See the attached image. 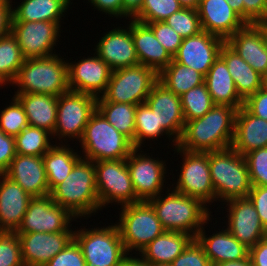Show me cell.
Instances as JSON below:
<instances>
[{"mask_svg":"<svg viewBox=\"0 0 267 266\" xmlns=\"http://www.w3.org/2000/svg\"><path fill=\"white\" fill-rule=\"evenodd\" d=\"M118 209L121 211L118 212L119 220L116 224L127 253L139 254L145 246L166 231L148 201L126 204Z\"/></svg>","mask_w":267,"mask_h":266,"instance_id":"7","label":"cell"},{"mask_svg":"<svg viewBox=\"0 0 267 266\" xmlns=\"http://www.w3.org/2000/svg\"><path fill=\"white\" fill-rule=\"evenodd\" d=\"M69 144H54L44 155L43 163L50 192L67 178L75 164L82 158L81 151Z\"/></svg>","mask_w":267,"mask_h":266,"instance_id":"34","label":"cell"},{"mask_svg":"<svg viewBox=\"0 0 267 266\" xmlns=\"http://www.w3.org/2000/svg\"><path fill=\"white\" fill-rule=\"evenodd\" d=\"M267 31V12L265 17L259 23Z\"/></svg>","mask_w":267,"mask_h":266,"instance_id":"61","label":"cell"},{"mask_svg":"<svg viewBox=\"0 0 267 266\" xmlns=\"http://www.w3.org/2000/svg\"><path fill=\"white\" fill-rule=\"evenodd\" d=\"M183 160L180 166V174L177 175V181L172 183L171 187L184 195L197 198L205 205L216 202V195L211 180L209 167V152H190L180 149L177 146L173 148ZM183 157V158H182Z\"/></svg>","mask_w":267,"mask_h":266,"instance_id":"11","label":"cell"},{"mask_svg":"<svg viewBox=\"0 0 267 266\" xmlns=\"http://www.w3.org/2000/svg\"><path fill=\"white\" fill-rule=\"evenodd\" d=\"M0 266H25L16 232L0 231Z\"/></svg>","mask_w":267,"mask_h":266,"instance_id":"44","label":"cell"},{"mask_svg":"<svg viewBox=\"0 0 267 266\" xmlns=\"http://www.w3.org/2000/svg\"><path fill=\"white\" fill-rule=\"evenodd\" d=\"M142 150V147L134 148L126 158V164L136 196L141 201H148L164 192V188L168 183L165 181L166 179L168 180L166 174L169 169H166L168 168L166 160L158 156L156 159L152 154L150 156L149 153H145Z\"/></svg>","mask_w":267,"mask_h":266,"instance_id":"13","label":"cell"},{"mask_svg":"<svg viewBox=\"0 0 267 266\" xmlns=\"http://www.w3.org/2000/svg\"><path fill=\"white\" fill-rule=\"evenodd\" d=\"M133 255V253H128L119 266H151V264L144 260L138 253Z\"/></svg>","mask_w":267,"mask_h":266,"instance_id":"57","label":"cell"},{"mask_svg":"<svg viewBox=\"0 0 267 266\" xmlns=\"http://www.w3.org/2000/svg\"><path fill=\"white\" fill-rule=\"evenodd\" d=\"M180 97L185 122L201 118L215 106L205 82Z\"/></svg>","mask_w":267,"mask_h":266,"instance_id":"40","label":"cell"},{"mask_svg":"<svg viewBox=\"0 0 267 266\" xmlns=\"http://www.w3.org/2000/svg\"><path fill=\"white\" fill-rule=\"evenodd\" d=\"M204 79L203 74L176 62L174 59L158 74V81L177 96L203 84Z\"/></svg>","mask_w":267,"mask_h":266,"instance_id":"35","label":"cell"},{"mask_svg":"<svg viewBox=\"0 0 267 266\" xmlns=\"http://www.w3.org/2000/svg\"><path fill=\"white\" fill-rule=\"evenodd\" d=\"M164 21L183 39L202 31L198 11L195 8L183 7Z\"/></svg>","mask_w":267,"mask_h":266,"instance_id":"43","label":"cell"},{"mask_svg":"<svg viewBox=\"0 0 267 266\" xmlns=\"http://www.w3.org/2000/svg\"><path fill=\"white\" fill-rule=\"evenodd\" d=\"M220 56L226 62L238 95L244 101L264 86L265 78L256 72L226 42L221 47Z\"/></svg>","mask_w":267,"mask_h":266,"instance_id":"30","label":"cell"},{"mask_svg":"<svg viewBox=\"0 0 267 266\" xmlns=\"http://www.w3.org/2000/svg\"><path fill=\"white\" fill-rule=\"evenodd\" d=\"M87 3H91L99 13L102 11L103 14L119 20L123 18V0H88Z\"/></svg>","mask_w":267,"mask_h":266,"instance_id":"53","label":"cell"},{"mask_svg":"<svg viewBox=\"0 0 267 266\" xmlns=\"http://www.w3.org/2000/svg\"><path fill=\"white\" fill-rule=\"evenodd\" d=\"M145 103L156 115L157 129H164L173 141L177 143L181 138L185 125L181 97L157 81L153 85Z\"/></svg>","mask_w":267,"mask_h":266,"instance_id":"18","label":"cell"},{"mask_svg":"<svg viewBox=\"0 0 267 266\" xmlns=\"http://www.w3.org/2000/svg\"><path fill=\"white\" fill-rule=\"evenodd\" d=\"M181 8L178 0H143L140 12L133 19L145 24L164 21Z\"/></svg>","mask_w":267,"mask_h":266,"instance_id":"41","label":"cell"},{"mask_svg":"<svg viewBox=\"0 0 267 266\" xmlns=\"http://www.w3.org/2000/svg\"><path fill=\"white\" fill-rule=\"evenodd\" d=\"M252 186H267V147L244 155Z\"/></svg>","mask_w":267,"mask_h":266,"instance_id":"45","label":"cell"},{"mask_svg":"<svg viewBox=\"0 0 267 266\" xmlns=\"http://www.w3.org/2000/svg\"><path fill=\"white\" fill-rule=\"evenodd\" d=\"M163 135L169 139V142L172 140L170 143L173 147L177 146L164 129H157V118L151 108L146 103L138 104L135 113L134 148H141V146L143 148L146 140L158 141V138Z\"/></svg>","mask_w":267,"mask_h":266,"instance_id":"38","label":"cell"},{"mask_svg":"<svg viewBox=\"0 0 267 266\" xmlns=\"http://www.w3.org/2000/svg\"><path fill=\"white\" fill-rule=\"evenodd\" d=\"M209 167L216 202L248 198L252 183L243 155L232 147L209 152Z\"/></svg>","mask_w":267,"mask_h":266,"instance_id":"5","label":"cell"},{"mask_svg":"<svg viewBox=\"0 0 267 266\" xmlns=\"http://www.w3.org/2000/svg\"><path fill=\"white\" fill-rule=\"evenodd\" d=\"M264 86L267 88V78H265V84Z\"/></svg>","mask_w":267,"mask_h":266,"instance_id":"63","label":"cell"},{"mask_svg":"<svg viewBox=\"0 0 267 266\" xmlns=\"http://www.w3.org/2000/svg\"><path fill=\"white\" fill-rule=\"evenodd\" d=\"M143 0H123V17L133 19L141 9Z\"/></svg>","mask_w":267,"mask_h":266,"instance_id":"56","label":"cell"},{"mask_svg":"<svg viewBox=\"0 0 267 266\" xmlns=\"http://www.w3.org/2000/svg\"><path fill=\"white\" fill-rule=\"evenodd\" d=\"M252 266H267V236L249 249Z\"/></svg>","mask_w":267,"mask_h":266,"instance_id":"54","label":"cell"},{"mask_svg":"<svg viewBox=\"0 0 267 266\" xmlns=\"http://www.w3.org/2000/svg\"><path fill=\"white\" fill-rule=\"evenodd\" d=\"M100 211L108 205H126L141 200L133 188L126 159L94 162Z\"/></svg>","mask_w":267,"mask_h":266,"instance_id":"12","label":"cell"},{"mask_svg":"<svg viewBox=\"0 0 267 266\" xmlns=\"http://www.w3.org/2000/svg\"><path fill=\"white\" fill-rule=\"evenodd\" d=\"M76 219L67 209L56 204L50 195L34 197L16 233L74 232L76 228H71V222H77Z\"/></svg>","mask_w":267,"mask_h":266,"instance_id":"14","label":"cell"},{"mask_svg":"<svg viewBox=\"0 0 267 266\" xmlns=\"http://www.w3.org/2000/svg\"><path fill=\"white\" fill-rule=\"evenodd\" d=\"M16 234L25 266H45L74 239V232Z\"/></svg>","mask_w":267,"mask_h":266,"instance_id":"20","label":"cell"},{"mask_svg":"<svg viewBox=\"0 0 267 266\" xmlns=\"http://www.w3.org/2000/svg\"><path fill=\"white\" fill-rule=\"evenodd\" d=\"M226 229L248 249L267 236L259 215L249 198L232 199L224 203Z\"/></svg>","mask_w":267,"mask_h":266,"instance_id":"17","label":"cell"},{"mask_svg":"<svg viewBox=\"0 0 267 266\" xmlns=\"http://www.w3.org/2000/svg\"><path fill=\"white\" fill-rule=\"evenodd\" d=\"M56 53L41 58H28L10 84L15 93H41L60 96L68 92L67 59Z\"/></svg>","mask_w":267,"mask_h":266,"instance_id":"4","label":"cell"},{"mask_svg":"<svg viewBox=\"0 0 267 266\" xmlns=\"http://www.w3.org/2000/svg\"><path fill=\"white\" fill-rule=\"evenodd\" d=\"M50 196L56 204L80 220H88L99 213L94 162L81 158L67 178L50 192Z\"/></svg>","mask_w":267,"mask_h":266,"instance_id":"2","label":"cell"},{"mask_svg":"<svg viewBox=\"0 0 267 266\" xmlns=\"http://www.w3.org/2000/svg\"><path fill=\"white\" fill-rule=\"evenodd\" d=\"M213 266H252L250 257L247 259H243L240 261H229V262H223V263H218Z\"/></svg>","mask_w":267,"mask_h":266,"instance_id":"58","label":"cell"},{"mask_svg":"<svg viewBox=\"0 0 267 266\" xmlns=\"http://www.w3.org/2000/svg\"><path fill=\"white\" fill-rule=\"evenodd\" d=\"M73 0H20L12 4V21L62 22ZM16 6V7H15Z\"/></svg>","mask_w":267,"mask_h":266,"instance_id":"33","label":"cell"},{"mask_svg":"<svg viewBox=\"0 0 267 266\" xmlns=\"http://www.w3.org/2000/svg\"><path fill=\"white\" fill-rule=\"evenodd\" d=\"M148 200L166 231L190 234L194 238L213 215L201 200L175 191L171 186ZM171 189V190H170ZM162 195V196H161Z\"/></svg>","mask_w":267,"mask_h":266,"instance_id":"3","label":"cell"},{"mask_svg":"<svg viewBox=\"0 0 267 266\" xmlns=\"http://www.w3.org/2000/svg\"><path fill=\"white\" fill-rule=\"evenodd\" d=\"M131 33L139 64L159 74L173 60L147 24L131 19Z\"/></svg>","mask_w":267,"mask_h":266,"instance_id":"27","label":"cell"},{"mask_svg":"<svg viewBox=\"0 0 267 266\" xmlns=\"http://www.w3.org/2000/svg\"><path fill=\"white\" fill-rule=\"evenodd\" d=\"M224 43V39L202 30L196 35L183 39L173 59L205 76L220 56Z\"/></svg>","mask_w":267,"mask_h":266,"instance_id":"19","label":"cell"},{"mask_svg":"<svg viewBox=\"0 0 267 266\" xmlns=\"http://www.w3.org/2000/svg\"><path fill=\"white\" fill-rule=\"evenodd\" d=\"M211 220L203 225L195 239L202 246L212 266L218 263L247 259L249 257V249L239 242L224 226L222 229L218 228L221 231L215 230L216 233L214 232L208 236L205 225L209 224Z\"/></svg>","mask_w":267,"mask_h":266,"instance_id":"26","label":"cell"},{"mask_svg":"<svg viewBox=\"0 0 267 266\" xmlns=\"http://www.w3.org/2000/svg\"><path fill=\"white\" fill-rule=\"evenodd\" d=\"M16 37L10 32L0 38V88L15 80L25 62Z\"/></svg>","mask_w":267,"mask_h":266,"instance_id":"37","label":"cell"},{"mask_svg":"<svg viewBox=\"0 0 267 266\" xmlns=\"http://www.w3.org/2000/svg\"><path fill=\"white\" fill-rule=\"evenodd\" d=\"M10 104L0 109V129L10 136L18 135L28 124V119L20 101L13 96Z\"/></svg>","mask_w":267,"mask_h":266,"instance_id":"42","label":"cell"},{"mask_svg":"<svg viewBox=\"0 0 267 266\" xmlns=\"http://www.w3.org/2000/svg\"><path fill=\"white\" fill-rule=\"evenodd\" d=\"M68 63V86L71 91L101 97L111 78L112 69L96 53Z\"/></svg>","mask_w":267,"mask_h":266,"instance_id":"16","label":"cell"},{"mask_svg":"<svg viewBox=\"0 0 267 266\" xmlns=\"http://www.w3.org/2000/svg\"><path fill=\"white\" fill-rule=\"evenodd\" d=\"M137 105L96 101V109L113 127L128 137L134 146L135 113Z\"/></svg>","mask_w":267,"mask_h":266,"instance_id":"36","label":"cell"},{"mask_svg":"<svg viewBox=\"0 0 267 266\" xmlns=\"http://www.w3.org/2000/svg\"><path fill=\"white\" fill-rule=\"evenodd\" d=\"M248 198L253 203L262 225L267 230V186H252Z\"/></svg>","mask_w":267,"mask_h":266,"instance_id":"51","label":"cell"},{"mask_svg":"<svg viewBox=\"0 0 267 266\" xmlns=\"http://www.w3.org/2000/svg\"><path fill=\"white\" fill-rule=\"evenodd\" d=\"M15 156L14 136L6 135L0 129V174H4Z\"/></svg>","mask_w":267,"mask_h":266,"instance_id":"52","label":"cell"},{"mask_svg":"<svg viewBox=\"0 0 267 266\" xmlns=\"http://www.w3.org/2000/svg\"><path fill=\"white\" fill-rule=\"evenodd\" d=\"M225 42L256 72L267 78V31L260 24H246Z\"/></svg>","mask_w":267,"mask_h":266,"instance_id":"22","label":"cell"},{"mask_svg":"<svg viewBox=\"0 0 267 266\" xmlns=\"http://www.w3.org/2000/svg\"><path fill=\"white\" fill-rule=\"evenodd\" d=\"M193 239L190 234L165 231L145 246L139 255L150 264H171Z\"/></svg>","mask_w":267,"mask_h":266,"instance_id":"32","label":"cell"},{"mask_svg":"<svg viewBox=\"0 0 267 266\" xmlns=\"http://www.w3.org/2000/svg\"><path fill=\"white\" fill-rule=\"evenodd\" d=\"M110 224L94 228L80 226L74 230V239L82 249L86 266H119L128 254L117 224Z\"/></svg>","mask_w":267,"mask_h":266,"instance_id":"8","label":"cell"},{"mask_svg":"<svg viewBox=\"0 0 267 266\" xmlns=\"http://www.w3.org/2000/svg\"><path fill=\"white\" fill-rule=\"evenodd\" d=\"M147 25L152 29L159 43L173 58L178 52L183 38L165 21L151 22Z\"/></svg>","mask_w":267,"mask_h":266,"instance_id":"46","label":"cell"},{"mask_svg":"<svg viewBox=\"0 0 267 266\" xmlns=\"http://www.w3.org/2000/svg\"><path fill=\"white\" fill-rule=\"evenodd\" d=\"M251 114L267 121V88L263 86L249 96L243 105Z\"/></svg>","mask_w":267,"mask_h":266,"instance_id":"50","label":"cell"},{"mask_svg":"<svg viewBox=\"0 0 267 266\" xmlns=\"http://www.w3.org/2000/svg\"><path fill=\"white\" fill-rule=\"evenodd\" d=\"M96 101L95 96L71 90L57 97V118L52 135L55 144H68L69 138L72 142L81 140L85 126L96 110Z\"/></svg>","mask_w":267,"mask_h":266,"instance_id":"9","label":"cell"},{"mask_svg":"<svg viewBox=\"0 0 267 266\" xmlns=\"http://www.w3.org/2000/svg\"><path fill=\"white\" fill-rule=\"evenodd\" d=\"M4 175L19 184L32 198L50 195L43 156L16 154Z\"/></svg>","mask_w":267,"mask_h":266,"instance_id":"24","label":"cell"},{"mask_svg":"<svg viewBox=\"0 0 267 266\" xmlns=\"http://www.w3.org/2000/svg\"><path fill=\"white\" fill-rule=\"evenodd\" d=\"M61 23L11 21V33L16 37L26 59L47 57L58 53L55 52V46L61 36Z\"/></svg>","mask_w":267,"mask_h":266,"instance_id":"15","label":"cell"},{"mask_svg":"<svg viewBox=\"0 0 267 266\" xmlns=\"http://www.w3.org/2000/svg\"><path fill=\"white\" fill-rule=\"evenodd\" d=\"M267 12V0H237V14L247 24H259Z\"/></svg>","mask_w":267,"mask_h":266,"instance_id":"48","label":"cell"},{"mask_svg":"<svg viewBox=\"0 0 267 266\" xmlns=\"http://www.w3.org/2000/svg\"><path fill=\"white\" fill-rule=\"evenodd\" d=\"M231 147L243 156L267 147V121L251 114L244 106L240 107L236 113Z\"/></svg>","mask_w":267,"mask_h":266,"instance_id":"28","label":"cell"},{"mask_svg":"<svg viewBox=\"0 0 267 266\" xmlns=\"http://www.w3.org/2000/svg\"><path fill=\"white\" fill-rule=\"evenodd\" d=\"M12 0H0V38L11 32Z\"/></svg>","mask_w":267,"mask_h":266,"instance_id":"55","label":"cell"},{"mask_svg":"<svg viewBox=\"0 0 267 266\" xmlns=\"http://www.w3.org/2000/svg\"><path fill=\"white\" fill-rule=\"evenodd\" d=\"M14 138L16 154L20 155L43 156L54 144L50 132L31 125Z\"/></svg>","mask_w":267,"mask_h":266,"instance_id":"39","label":"cell"},{"mask_svg":"<svg viewBox=\"0 0 267 266\" xmlns=\"http://www.w3.org/2000/svg\"><path fill=\"white\" fill-rule=\"evenodd\" d=\"M171 266H212L202 246L194 238Z\"/></svg>","mask_w":267,"mask_h":266,"instance_id":"47","label":"cell"},{"mask_svg":"<svg viewBox=\"0 0 267 266\" xmlns=\"http://www.w3.org/2000/svg\"><path fill=\"white\" fill-rule=\"evenodd\" d=\"M79 143L82 158L93 162L126 159L134 149L132 141L97 109L91 114Z\"/></svg>","mask_w":267,"mask_h":266,"instance_id":"6","label":"cell"},{"mask_svg":"<svg viewBox=\"0 0 267 266\" xmlns=\"http://www.w3.org/2000/svg\"><path fill=\"white\" fill-rule=\"evenodd\" d=\"M25 110L28 124L54 133L57 118V97L50 94L14 93Z\"/></svg>","mask_w":267,"mask_h":266,"instance_id":"31","label":"cell"},{"mask_svg":"<svg viewBox=\"0 0 267 266\" xmlns=\"http://www.w3.org/2000/svg\"><path fill=\"white\" fill-rule=\"evenodd\" d=\"M237 110L215 105L204 116L186 121L177 147L190 152H213L230 148L234 139Z\"/></svg>","mask_w":267,"mask_h":266,"instance_id":"1","label":"cell"},{"mask_svg":"<svg viewBox=\"0 0 267 266\" xmlns=\"http://www.w3.org/2000/svg\"><path fill=\"white\" fill-rule=\"evenodd\" d=\"M197 11L202 30L225 41L247 24L226 0H200Z\"/></svg>","mask_w":267,"mask_h":266,"instance_id":"23","label":"cell"},{"mask_svg":"<svg viewBox=\"0 0 267 266\" xmlns=\"http://www.w3.org/2000/svg\"><path fill=\"white\" fill-rule=\"evenodd\" d=\"M129 20L127 26L116 28L114 26L113 29L104 33L94 48L97 56L104 60L112 70L139 64L132 39L131 19Z\"/></svg>","mask_w":267,"mask_h":266,"instance_id":"21","label":"cell"},{"mask_svg":"<svg viewBox=\"0 0 267 266\" xmlns=\"http://www.w3.org/2000/svg\"><path fill=\"white\" fill-rule=\"evenodd\" d=\"M151 266H171L170 264H151Z\"/></svg>","mask_w":267,"mask_h":266,"instance_id":"62","label":"cell"},{"mask_svg":"<svg viewBox=\"0 0 267 266\" xmlns=\"http://www.w3.org/2000/svg\"><path fill=\"white\" fill-rule=\"evenodd\" d=\"M204 82L215 105H228L236 109L244 105V100L238 95L232 75L221 56L208 70Z\"/></svg>","mask_w":267,"mask_h":266,"instance_id":"29","label":"cell"},{"mask_svg":"<svg viewBox=\"0 0 267 266\" xmlns=\"http://www.w3.org/2000/svg\"><path fill=\"white\" fill-rule=\"evenodd\" d=\"M157 81L158 74L142 64L113 70L105 93L97 101L142 104Z\"/></svg>","mask_w":267,"mask_h":266,"instance_id":"10","label":"cell"},{"mask_svg":"<svg viewBox=\"0 0 267 266\" xmlns=\"http://www.w3.org/2000/svg\"><path fill=\"white\" fill-rule=\"evenodd\" d=\"M231 8L237 13V0H226Z\"/></svg>","mask_w":267,"mask_h":266,"instance_id":"60","label":"cell"},{"mask_svg":"<svg viewBox=\"0 0 267 266\" xmlns=\"http://www.w3.org/2000/svg\"><path fill=\"white\" fill-rule=\"evenodd\" d=\"M45 266H86V262L81 247L76 240L73 239Z\"/></svg>","mask_w":267,"mask_h":266,"instance_id":"49","label":"cell"},{"mask_svg":"<svg viewBox=\"0 0 267 266\" xmlns=\"http://www.w3.org/2000/svg\"><path fill=\"white\" fill-rule=\"evenodd\" d=\"M183 7L197 9L200 0H178Z\"/></svg>","mask_w":267,"mask_h":266,"instance_id":"59","label":"cell"},{"mask_svg":"<svg viewBox=\"0 0 267 266\" xmlns=\"http://www.w3.org/2000/svg\"><path fill=\"white\" fill-rule=\"evenodd\" d=\"M31 199L19 184L0 174V231H17Z\"/></svg>","mask_w":267,"mask_h":266,"instance_id":"25","label":"cell"}]
</instances>
